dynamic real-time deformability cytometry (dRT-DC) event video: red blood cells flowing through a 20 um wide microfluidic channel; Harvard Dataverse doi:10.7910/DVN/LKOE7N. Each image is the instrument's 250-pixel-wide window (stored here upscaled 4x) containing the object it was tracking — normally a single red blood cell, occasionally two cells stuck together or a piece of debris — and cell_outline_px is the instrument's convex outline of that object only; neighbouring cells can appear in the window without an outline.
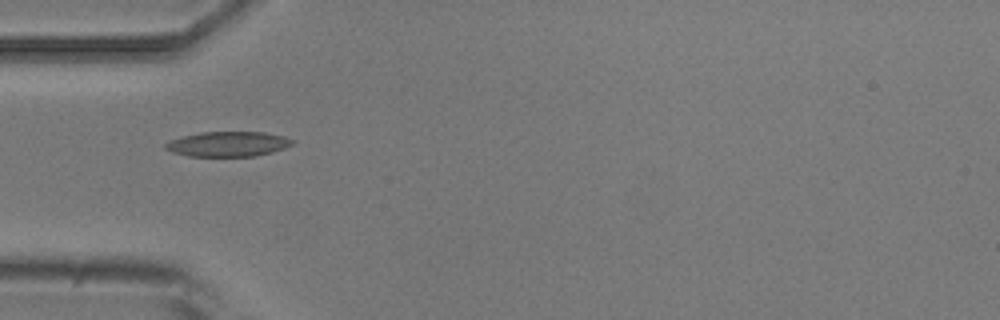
{"species": "common noctule bat (a hibernating species)", "species_latin": "Nyctalus noctula", "temperature_condition": "room temperature", "stored_images_in_passage": 5, "camera_frame_rate_fps": 3000, "um_per_image_px": 0.085, "animal": {"sex": "male", "body_mass_g": 20.5, "forearm_length_mm": 52.5}, "frame": {"image": 1, "passage_image": 5, "time_ms": 4.667, "image_size_px": [1000, 320], "cell_outline_px": [[296, 140], [292, 144], [284, 148], [272, 152], [256, 156], [188, 156], [172, 152], [164, 148], [164, 144], [172, 140], [184, 136], [200, 132], [264, 132], [284, 136]], "centroid_in_image_um": [19.4, 12.24], "position_along_channel_um": 65.6, "area_um2": 18.44}}